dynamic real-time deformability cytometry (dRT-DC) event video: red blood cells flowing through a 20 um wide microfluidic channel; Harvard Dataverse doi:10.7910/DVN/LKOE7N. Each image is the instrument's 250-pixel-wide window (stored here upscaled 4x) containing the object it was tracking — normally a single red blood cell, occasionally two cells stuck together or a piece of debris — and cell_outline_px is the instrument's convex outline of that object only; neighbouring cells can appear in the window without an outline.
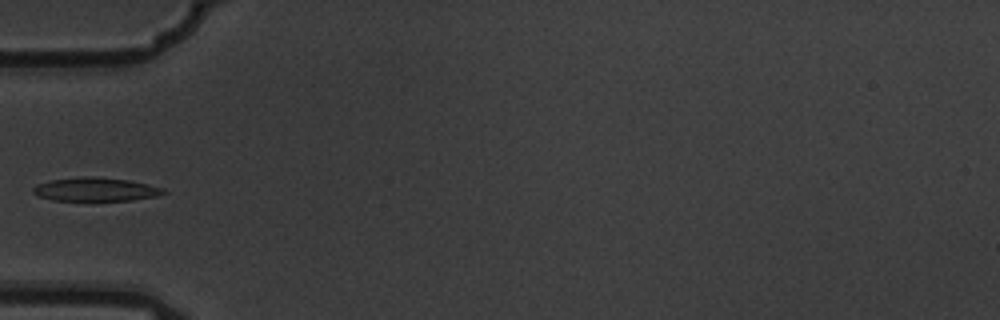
{"species": "common noctule bat (a hibernating species)", "species_latin": "Nyctalus noctula", "temperature_condition": "warm", "stored_images_in_passage": 5, "camera_frame_rate_fps": 3000, "um_per_image_px": 0.085, "animal": {"sex": "male", "body_mass_g": 19.5, "forearm_length_mm": 54.6}, "frame": {"image": 1, "passage_image": 5, "time_ms": 1.333, "image_size_px": [1000, 320], "cell_outline_px": [[168, 192], [156, 196], [132, 200], [52, 200], [40, 196], [32, 192], [32, 188], [36, 184], [52, 180], [84, 176], [88, 176], [128, 180], [148, 184], [164, 188]], "centroid_in_image_um": [8.14, 16.09], "position_along_channel_um": 76.9, "area_um2": 17.74}}